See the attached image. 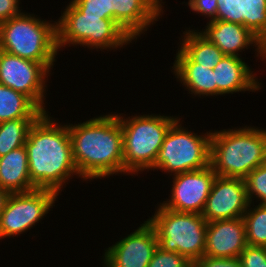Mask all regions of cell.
Segmentation results:
<instances>
[{
    "mask_svg": "<svg viewBox=\"0 0 266 267\" xmlns=\"http://www.w3.org/2000/svg\"><path fill=\"white\" fill-rule=\"evenodd\" d=\"M201 28L198 31L225 55L242 57L251 47L254 58L266 63V0H242L227 15Z\"/></svg>",
    "mask_w": 266,
    "mask_h": 267,
    "instance_id": "obj_3",
    "label": "cell"
},
{
    "mask_svg": "<svg viewBox=\"0 0 266 267\" xmlns=\"http://www.w3.org/2000/svg\"><path fill=\"white\" fill-rule=\"evenodd\" d=\"M59 197L53 190L38 188L10 193L0 215V240L14 239L34 229L53 211Z\"/></svg>",
    "mask_w": 266,
    "mask_h": 267,
    "instance_id": "obj_10",
    "label": "cell"
},
{
    "mask_svg": "<svg viewBox=\"0 0 266 267\" xmlns=\"http://www.w3.org/2000/svg\"><path fill=\"white\" fill-rule=\"evenodd\" d=\"M247 245L243 218L207 222L205 256L238 258Z\"/></svg>",
    "mask_w": 266,
    "mask_h": 267,
    "instance_id": "obj_16",
    "label": "cell"
},
{
    "mask_svg": "<svg viewBox=\"0 0 266 267\" xmlns=\"http://www.w3.org/2000/svg\"><path fill=\"white\" fill-rule=\"evenodd\" d=\"M243 220L247 244L266 247V205L250 203Z\"/></svg>",
    "mask_w": 266,
    "mask_h": 267,
    "instance_id": "obj_23",
    "label": "cell"
},
{
    "mask_svg": "<svg viewBox=\"0 0 266 267\" xmlns=\"http://www.w3.org/2000/svg\"><path fill=\"white\" fill-rule=\"evenodd\" d=\"M249 204L244 179L216 175L201 215L207 222L243 218Z\"/></svg>",
    "mask_w": 266,
    "mask_h": 267,
    "instance_id": "obj_15",
    "label": "cell"
},
{
    "mask_svg": "<svg viewBox=\"0 0 266 267\" xmlns=\"http://www.w3.org/2000/svg\"><path fill=\"white\" fill-rule=\"evenodd\" d=\"M43 113L27 96L0 84V123L18 118H39Z\"/></svg>",
    "mask_w": 266,
    "mask_h": 267,
    "instance_id": "obj_21",
    "label": "cell"
},
{
    "mask_svg": "<svg viewBox=\"0 0 266 267\" xmlns=\"http://www.w3.org/2000/svg\"><path fill=\"white\" fill-rule=\"evenodd\" d=\"M67 127L73 161L82 183L124 175L123 136L116 112L74 124L67 122Z\"/></svg>",
    "mask_w": 266,
    "mask_h": 267,
    "instance_id": "obj_1",
    "label": "cell"
},
{
    "mask_svg": "<svg viewBox=\"0 0 266 267\" xmlns=\"http://www.w3.org/2000/svg\"><path fill=\"white\" fill-rule=\"evenodd\" d=\"M9 194L10 193L7 190L0 188V215L4 209Z\"/></svg>",
    "mask_w": 266,
    "mask_h": 267,
    "instance_id": "obj_31",
    "label": "cell"
},
{
    "mask_svg": "<svg viewBox=\"0 0 266 267\" xmlns=\"http://www.w3.org/2000/svg\"><path fill=\"white\" fill-rule=\"evenodd\" d=\"M173 66H170L179 86L192 98L217 97V83L213 69L194 63L179 47L174 54ZM194 96V97H193ZM216 96V97H215ZM203 97V98H202Z\"/></svg>",
    "mask_w": 266,
    "mask_h": 267,
    "instance_id": "obj_18",
    "label": "cell"
},
{
    "mask_svg": "<svg viewBox=\"0 0 266 267\" xmlns=\"http://www.w3.org/2000/svg\"><path fill=\"white\" fill-rule=\"evenodd\" d=\"M104 19L114 20L134 41L164 16L163 0H103Z\"/></svg>",
    "mask_w": 266,
    "mask_h": 267,
    "instance_id": "obj_14",
    "label": "cell"
},
{
    "mask_svg": "<svg viewBox=\"0 0 266 267\" xmlns=\"http://www.w3.org/2000/svg\"><path fill=\"white\" fill-rule=\"evenodd\" d=\"M238 258L242 267H266V247L247 245Z\"/></svg>",
    "mask_w": 266,
    "mask_h": 267,
    "instance_id": "obj_27",
    "label": "cell"
},
{
    "mask_svg": "<svg viewBox=\"0 0 266 267\" xmlns=\"http://www.w3.org/2000/svg\"><path fill=\"white\" fill-rule=\"evenodd\" d=\"M244 181L249 202L266 205V162L252 170Z\"/></svg>",
    "mask_w": 266,
    "mask_h": 267,
    "instance_id": "obj_25",
    "label": "cell"
},
{
    "mask_svg": "<svg viewBox=\"0 0 266 267\" xmlns=\"http://www.w3.org/2000/svg\"><path fill=\"white\" fill-rule=\"evenodd\" d=\"M245 57L227 56L213 68L217 83V97L240 92H257L262 89V81L256 71L245 62ZM253 69V70H252ZM231 94V95H230Z\"/></svg>",
    "mask_w": 266,
    "mask_h": 267,
    "instance_id": "obj_17",
    "label": "cell"
},
{
    "mask_svg": "<svg viewBox=\"0 0 266 267\" xmlns=\"http://www.w3.org/2000/svg\"><path fill=\"white\" fill-rule=\"evenodd\" d=\"M242 0H188L180 4L187 5L192 13L207 18V23L227 15Z\"/></svg>",
    "mask_w": 266,
    "mask_h": 267,
    "instance_id": "obj_24",
    "label": "cell"
},
{
    "mask_svg": "<svg viewBox=\"0 0 266 267\" xmlns=\"http://www.w3.org/2000/svg\"><path fill=\"white\" fill-rule=\"evenodd\" d=\"M192 263L177 252L164 251L159 246L147 267H190Z\"/></svg>",
    "mask_w": 266,
    "mask_h": 267,
    "instance_id": "obj_26",
    "label": "cell"
},
{
    "mask_svg": "<svg viewBox=\"0 0 266 267\" xmlns=\"http://www.w3.org/2000/svg\"><path fill=\"white\" fill-rule=\"evenodd\" d=\"M116 114L120 120L123 136L124 176L135 177L145 171L149 173L169 128L181 116L149 112L131 116L117 112Z\"/></svg>",
    "mask_w": 266,
    "mask_h": 267,
    "instance_id": "obj_5",
    "label": "cell"
},
{
    "mask_svg": "<svg viewBox=\"0 0 266 267\" xmlns=\"http://www.w3.org/2000/svg\"><path fill=\"white\" fill-rule=\"evenodd\" d=\"M63 9L61 16L55 19L58 51L80 46L91 52H114L135 42L114 20L83 15L70 1Z\"/></svg>",
    "mask_w": 266,
    "mask_h": 267,
    "instance_id": "obj_7",
    "label": "cell"
},
{
    "mask_svg": "<svg viewBox=\"0 0 266 267\" xmlns=\"http://www.w3.org/2000/svg\"><path fill=\"white\" fill-rule=\"evenodd\" d=\"M0 188L9 193L28 192L36 189L31 183L25 146L16 148L0 157Z\"/></svg>",
    "mask_w": 266,
    "mask_h": 267,
    "instance_id": "obj_19",
    "label": "cell"
},
{
    "mask_svg": "<svg viewBox=\"0 0 266 267\" xmlns=\"http://www.w3.org/2000/svg\"><path fill=\"white\" fill-rule=\"evenodd\" d=\"M20 4L21 0H0V23L21 14L24 10Z\"/></svg>",
    "mask_w": 266,
    "mask_h": 267,
    "instance_id": "obj_30",
    "label": "cell"
},
{
    "mask_svg": "<svg viewBox=\"0 0 266 267\" xmlns=\"http://www.w3.org/2000/svg\"><path fill=\"white\" fill-rule=\"evenodd\" d=\"M0 50L40 62L52 73L59 55L56 21L24 10L0 23Z\"/></svg>",
    "mask_w": 266,
    "mask_h": 267,
    "instance_id": "obj_6",
    "label": "cell"
},
{
    "mask_svg": "<svg viewBox=\"0 0 266 267\" xmlns=\"http://www.w3.org/2000/svg\"><path fill=\"white\" fill-rule=\"evenodd\" d=\"M172 177V178H171ZM168 198L160 204L170 210L202 214L216 177L211 165L206 168L172 175Z\"/></svg>",
    "mask_w": 266,
    "mask_h": 267,
    "instance_id": "obj_13",
    "label": "cell"
},
{
    "mask_svg": "<svg viewBox=\"0 0 266 267\" xmlns=\"http://www.w3.org/2000/svg\"><path fill=\"white\" fill-rule=\"evenodd\" d=\"M180 117L167 132L154 166L149 171H161L170 176L196 171L210 165L211 133L194 132L184 126ZM182 119V120H181Z\"/></svg>",
    "mask_w": 266,
    "mask_h": 267,
    "instance_id": "obj_9",
    "label": "cell"
},
{
    "mask_svg": "<svg viewBox=\"0 0 266 267\" xmlns=\"http://www.w3.org/2000/svg\"><path fill=\"white\" fill-rule=\"evenodd\" d=\"M38 118H18L0 123V157L22 147Z\"/></svg>",
    "mask_w": 266,
    "mask_h": 267,
    "instance_id": "obj_22",
    "label": "cell"
},
{
    "mask_svg": "<svg viewBox=\"0 0 266 267\" xmlns=\"http://www.w3.org/2000/svg\"><path fill=\"white\" fill-rule=\"evenodd\" d=\"M49 113H43L35 121L24 146L31 183L35 188L53 190L61 196L70 179L81 180V177L73 161L67 122L62 124Z\"/></svg>",
    "mask_w": 266,
    "mask_h": 267,
    "instance_id": "obj_2",
    "label": "cell"
},
{
    "mask_svg": "<svg viewBox=\"0 0 266 267\" xmlns=\"http://www.w3.org/2000/svg\"><path fill=\"white\" fill-rule=\"evenodd\" d=\"M231 128L212 130L210 165L217 176L244 179L266 162V128Z\"/></svg>",
    "mask_w": 266,
    "mask_h": 267,
    "instance_id": "obj_4",
    "label": "cell"
},
{
    "mask_svg": "<svg viewBox=\"0 0 266 267\" xmlns=\"http://www.w3.org/2000/svg\"><path fill=\"white\" fill-rule=\"evenodd\" d=\"M157 247V233L146 219L130 234L104 248L101 264L102 267H147Z\"/></svg>",
    "mask_w": 266,
    "mask_h": 267,
    "instance_id": "obj_12",
    "label": "cell"
},
{
    "mask_svg": "<svg viewBox=\"0 0 266 267\" xmlns=\"http://www.w3.org/2000/svg\"><path fill=\"white\" fill-rule=\"evenodd\" d=\"M190 267H198L195 263H192Z\"/></svg>",
    "mask_w": 266,
    "mask_h": 267,
    "instance_id": "obj_32",
    "label": "cell"
},
{
    "mask_svg": "<svg viewBox=\"0 0 266 267\" xmlns=\"http://www.w3.org/2000/svg\"><path fill=\"white\" fill-rule=\"evenodd\" d=\"M70 2L83 14L100 16L104 19L103 0H70Z\"/></svg>",
    "mask_w": 266,
    "mask_h": 267,
    "instance_id": "obj_28",
    "label": "cell"
},
{
    "mask_svg": "<svg viewBox=\"0 0 266 267\" xmlns=\"http://www.w3.org/2000/svg\"><path fill=\"white\" fill-rule=\"evenodd\" d=\"M52 75L54 74L40 62L0 50V84L24 94L44 113L49 112L46 101L47 82Z\"/></svg>",
    "mask_w": 266,
    "mask_h": 267,
    "instance_id": "obj_11",
    "label": "cell"
},
{
    "mask_svg": "<svg viewBox=\"0 0 266 267\" xmlns=\"http://www.w3.org/2000/svg\"><path fill=\"white\" fill-rule=\"evenodd\" d=\"M195 264L198 267H242L239 258H215L205 255Z\"/></svg>",
    "mask_w": 266,
    "mask_h": 267,
    "instance_id": "obj_29",
    "label": "cell"
},
{
    "mask_svg": "<svg viewBox=\"0 0 266 267\" xmlns=\"http://www.w3.org/2000/svg\"><path fill=\"white\" fill-rule=\"evenodd\" d=\"M156 205L147 221L157 233L158 246L196 263L204 256L207 221L201 214L177 212L160 203Z\"/></svg>",
    "mask_w": 266,
    "mask_h": 267,
    "instance_id": "obj_8",
    "label": "cell"
},
{
    "mask_svg": "<svg viewBox=\"0 0 266 267\" xmlns=\"http://www.w3.org/2000/svg\"><path fill=\"white\" fill-rule=\"evenodd\" d=\"M185 31L180 33L177 42L179 47L194 63L213 69L225 56V54L206 37L198 28L185 27Z\"/></svg>",
    "mask_w": 266,
    "mask_h": 267,
    "instance_id": "obj_20",
    "label": "cell"
}]
</instances>
